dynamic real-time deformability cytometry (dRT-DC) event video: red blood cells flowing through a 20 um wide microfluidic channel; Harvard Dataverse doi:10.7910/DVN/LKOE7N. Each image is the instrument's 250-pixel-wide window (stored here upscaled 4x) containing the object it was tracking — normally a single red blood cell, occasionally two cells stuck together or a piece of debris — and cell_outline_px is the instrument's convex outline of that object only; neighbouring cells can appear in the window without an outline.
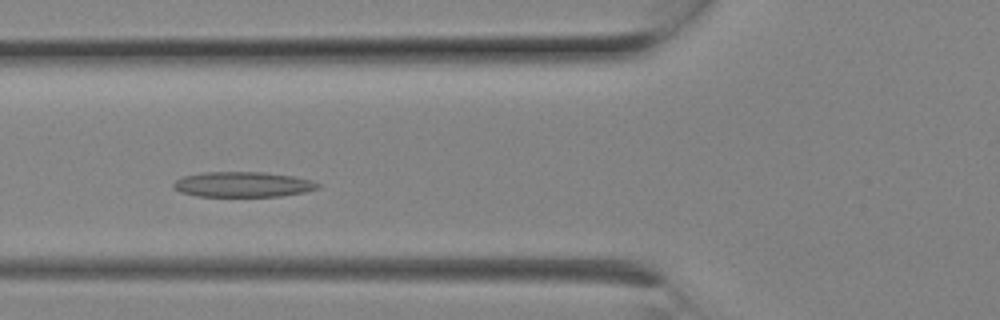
{"species": "Egyptian fruit bat (a non-hibernating species)", "species_latin": "Rousettus aegyptiacus", "temperature_condition": "room temperature", "stored_images_in_passage": 8, "camera_frame_rate_fps": 3000, "um_per_image_px": 0.085, "animal": {"sex": "female"}, "frame": {"image": 1, "passage_image": 7, "time_ms": 2.0, "image_size_px": [1000, 320], "cell_outline_px": [[320, 188], [304, 192], [280, 196], [196, 196], [180, 192], [172, 188], [172, 184], [176, 180], [184, 176], [204, 172], [264, 172], [292, 176], [312, 180], [320, 184]], "centroid_in_image_um": [20.63, 15.68], "position_along_channel_um": 105.2, "area_um2": 21.27}}
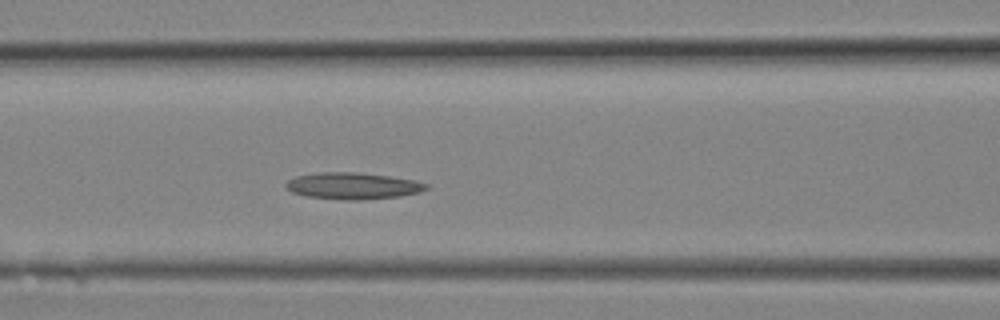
{"frame": {"image": 2, "passage_image": 8, "time_ms": 2.333, "image_size_px": [1000, 320], "cell_outline_px": [[428, 188], [420, 192], [400, 196], [356, 200], [344, 200], [308, 196], [292, 192], [284, 184], [288, 180], [296, 176], [320, 172], [356, 172], [388, 176], [412, 180], [428, 184]], "centroid_in_image_um": [29.98, 15.79], "position_along_channel_um": 136.6, "area_um2": 21.5}}